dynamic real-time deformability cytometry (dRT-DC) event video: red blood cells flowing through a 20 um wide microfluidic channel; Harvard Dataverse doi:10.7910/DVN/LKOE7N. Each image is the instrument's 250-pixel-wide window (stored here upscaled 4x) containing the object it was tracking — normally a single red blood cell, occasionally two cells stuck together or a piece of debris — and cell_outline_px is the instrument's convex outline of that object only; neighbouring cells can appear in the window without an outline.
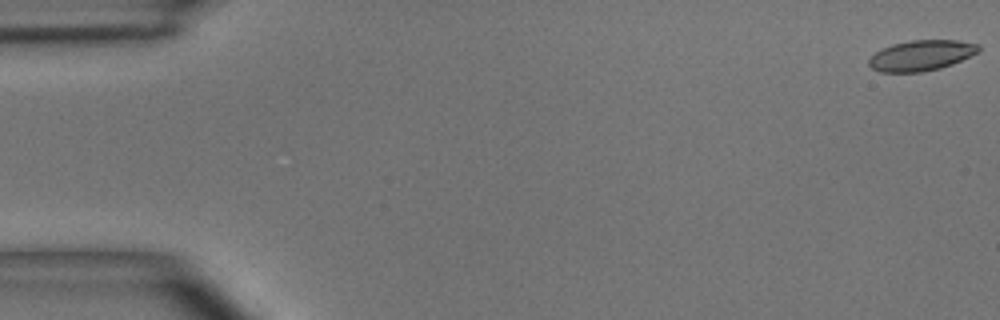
{"species": "common noctule bat (a hibernating species)", "species_latin": "Nyctalus noctula", "temperature_condition": "room temperature", "stored_images_in_passage": 51, "camera_frame_rate_fps": 3000, "um_per_image_px": 0.085, "animal": {"sex": "male", "body_mass_g": 15.6}, "frame": {"image": 1, "passage_image": 1, "time_ms": 0.0, "image_size_px": [1000, 320], "cell_outline_px": [[980, 52], [952, 64], [940, 68], [920, 72], [880, 72], [872, 68], [868, 64], [868, 60], [876, 52], [892, 44], [912, 40], [956, 40], [980, 44]], "centroid_in_image_um": [78.34, 4.71], "position_along_channel_um": 6.7, "area_um2": 19.48}}
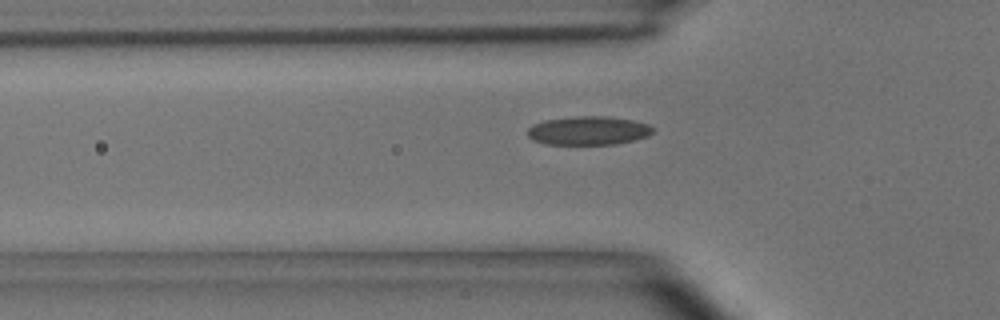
{"frame": {"image": 2, "passage_image": 17, "time_ms": 5.333, "image_size_px": [1000, 320], "cell_outline_px": [[652, 132], [648, 136], [616, 144], [548, 144], [532, 140], [528, 136], [528, 128], [532, 124], [544, 120], [572, 116], [608, 116], [632, 120], [648, 124], [652, 128]], "centroid_in_image_um": [49.97, 11.09], "position_along_channel_um": 75.8, "area_um2": 20.92}}
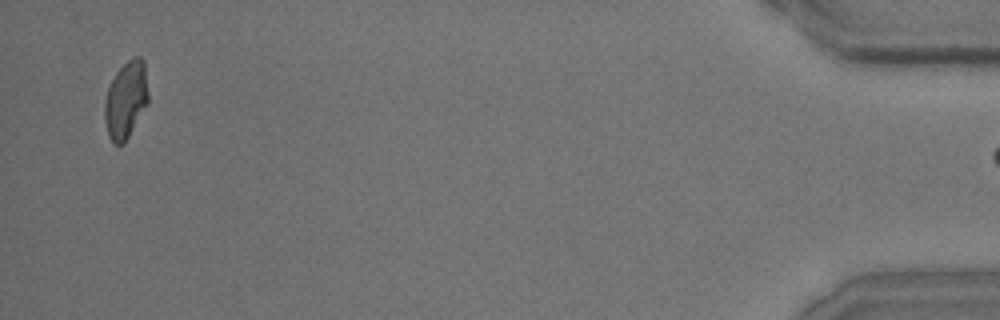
{"frame": {"image": 3, "passage_image": 50, "time_ms": 16.333, "image_size_px": [1000, 320], "cell_outline_px": [[148, 104], [124, 144], [116, 144], [108, 136], [104, 120], [104, 104], [108, 88], [116, 72], [132, 56], [140, 56], [144, 60], [148, 92]], "centroid_in_image_um": [10.71, 8.48], "position_along_channel_um": 424.5, "area_um2": 19.71}}